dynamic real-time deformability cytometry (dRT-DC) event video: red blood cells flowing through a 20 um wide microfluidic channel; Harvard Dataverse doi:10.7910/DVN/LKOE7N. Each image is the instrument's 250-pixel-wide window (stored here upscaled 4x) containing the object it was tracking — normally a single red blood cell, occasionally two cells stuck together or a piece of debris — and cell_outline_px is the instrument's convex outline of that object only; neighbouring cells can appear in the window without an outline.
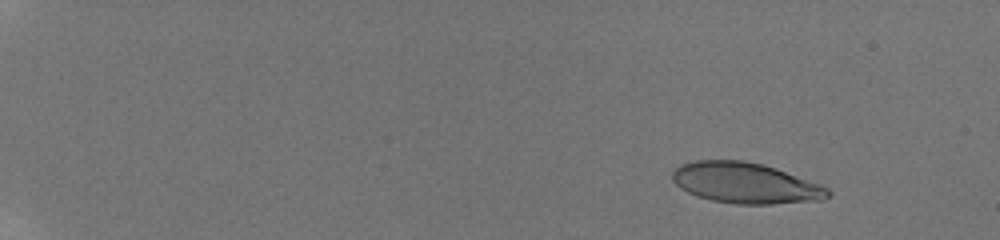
{"species": "human", "species_latin": "Homo sapiens", "temperature_condition": "room temperature", "stored_images_in_passage": 20, "camera_frame_rate_fps": 3000, "um_per_image_px": 0.085, "donor": {"sex": "male"}, "frame": {"image": 1, "passage_image": 5, "time_ms": 2.0, "image_size_px": [1000, 240], "cell_outline_px": [[832, 192], [828, 196], [820, 200], [772, 204], [736, 204], [712, 200], [696, 196], [680, 188], [672, 180], [672, 172], [680, 164], [696, 160], [744, 160], [760, 164], [820, 184], [828, 188]], "centroid_in_image_um": [63.32, 15.56], "position_along_channel_um": 21.7, "area_um2": 36.59}}
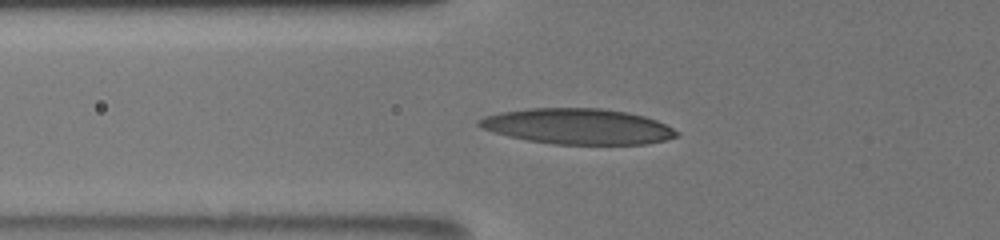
{"frame": {"image": 2, "passage_image": 16, "time_ms": 7.667, "image_size_px": [1000, 240], "cell_outline_px": [[680, 136], [664, 140], [644, 144], [552, 144], [528, 140], [508, 136], [492, 132], [480, 128], [476, 124], [476, 120], [484, 116], [500, 112], [528, 108], [600, 108], [628, 112], [644, 116], [656, 120], [680, 132]], "centroid_in_image_um": [49.08, 10.74], "position_along_channel_um": 76.7, "area_um2": 41.21}}
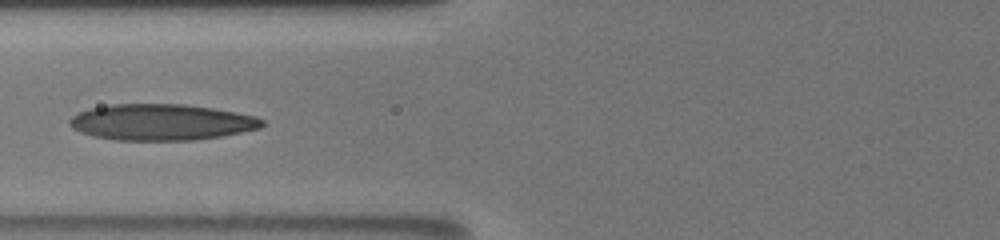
{"frame": {"image": 3, "passage_image": 18, "time_ms": 8.667, "image_size_px": [1000, 240], "cell_outline_px": [[264, 124], [260, 128], [220, 136], [192, 140], [116, 140], [96, 136], [80, 132], [72, 128], [68, 124], [68, 120], [76, 112], [88, 108], [112, 104], [184, 104], [212, 108], [236, 112], [256, 116], [264, 120]], "centroid_in_image_um": [13.68, 10.37], "position_along_channel_um": 112.1, "area_um2": 40.63}}